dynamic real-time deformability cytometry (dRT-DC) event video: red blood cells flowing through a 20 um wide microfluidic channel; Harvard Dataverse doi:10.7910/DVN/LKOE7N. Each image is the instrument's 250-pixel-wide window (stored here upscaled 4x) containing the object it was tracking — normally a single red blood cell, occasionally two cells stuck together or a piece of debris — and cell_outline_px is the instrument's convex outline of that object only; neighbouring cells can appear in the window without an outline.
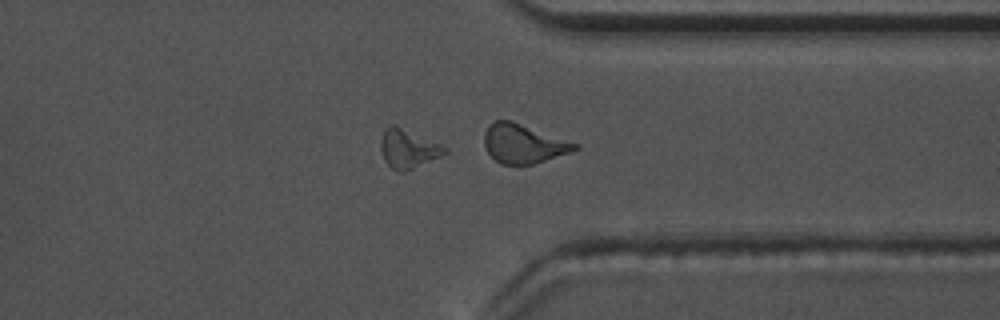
{"species": "common noctule bat (a hibernating species)", "species_latin": "Nyctalus noctula", "temperature_condition": "warm", "stored_images_in_passage": 54, "segment_of_instrument_passage": [2, 2], "camera_frame_rate_fps": 3000, "um_per_image_px": 0.085, "animal": {"sex": "male", "body_mass_g": 17.5, "forearm_length_mm": 52.3}, "frame": {"image": 1, "passage_image": 42, "time_ms": 13.667, "image_size_px": [1000, 320], "cell_outline_px": [[448, 152], [440, 156], [404, 172], [400, 172], [392, 168], [384, 160], [380, 148], [384, 128], [392, 124], [396, 124], [440, 144], [448, 148]], "centroid_in_image_um": [34.67, 12.62], "position_along_channel_um": 376.7, "area_um2": 14.39}}